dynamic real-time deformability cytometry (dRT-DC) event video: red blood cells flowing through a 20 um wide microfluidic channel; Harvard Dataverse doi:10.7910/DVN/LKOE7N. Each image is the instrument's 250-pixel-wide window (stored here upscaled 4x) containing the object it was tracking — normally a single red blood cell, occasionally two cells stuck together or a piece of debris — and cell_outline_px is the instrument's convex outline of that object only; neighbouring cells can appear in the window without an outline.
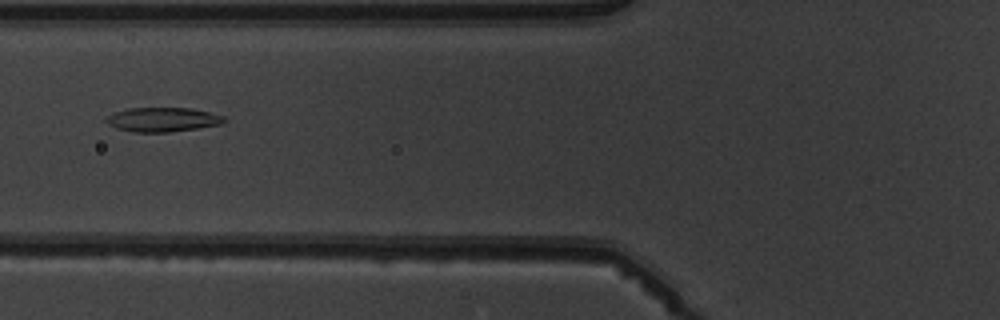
{"species": "common noctule bat (a hibernating species)", "species_latin": "Nyctalus noctula", "temperature_condition": "warm", "stored_images_in_passage": 3, "camera_frame_rate_fps": 3000, "um_per_image_px": 0.085, "animal": {"sex": "male", "body_mass_g": 19.5, "forearm_length_mm": 54.6}, "frame": {"image": 1, "passage_image": 2, "time_ms": 1.333, "image_size_px": [1000, 320], "cell_outline_px": [[228, 120], [220, 124], [196, 128], [168, 132], [132, 132], [116, 128], [108, 124], [104, 120], [108, 116], [116, 112], [128, 108], [192, 108], [224, 116]], "centroid_in_image_um": [13.82, 10.16], "position_along_channel_um": 112.0, "area_um2": 16.59}}
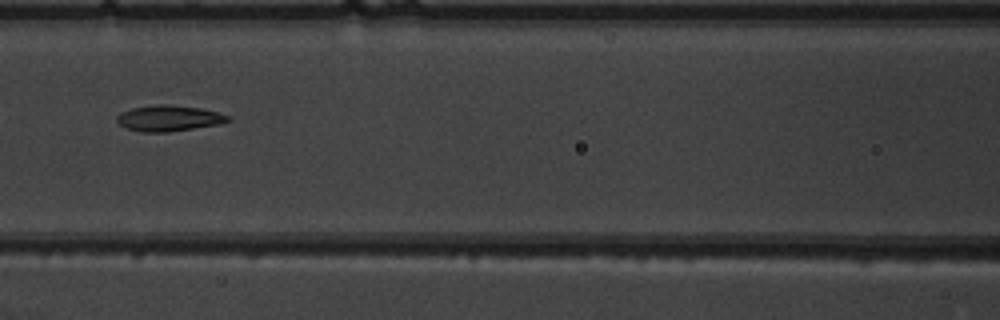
{"frame": {"image": 2, "passage_image": 3, "time_ms": 2.333, "image_size_px": [1000, 320], "cell_outline_px": [[232, 120], [220, 124], [168, 132], [144, 132], [128, 128], [120, 124], [116, 120], [116, 116], [120, 112], [132, 108], [164, 104], [200, 108], [216, 112], [228, 116]], "centroid_in_image_um": [14.35, 10.05], "position_along_channel_um": 152.3, "area_um2": 16.47}}